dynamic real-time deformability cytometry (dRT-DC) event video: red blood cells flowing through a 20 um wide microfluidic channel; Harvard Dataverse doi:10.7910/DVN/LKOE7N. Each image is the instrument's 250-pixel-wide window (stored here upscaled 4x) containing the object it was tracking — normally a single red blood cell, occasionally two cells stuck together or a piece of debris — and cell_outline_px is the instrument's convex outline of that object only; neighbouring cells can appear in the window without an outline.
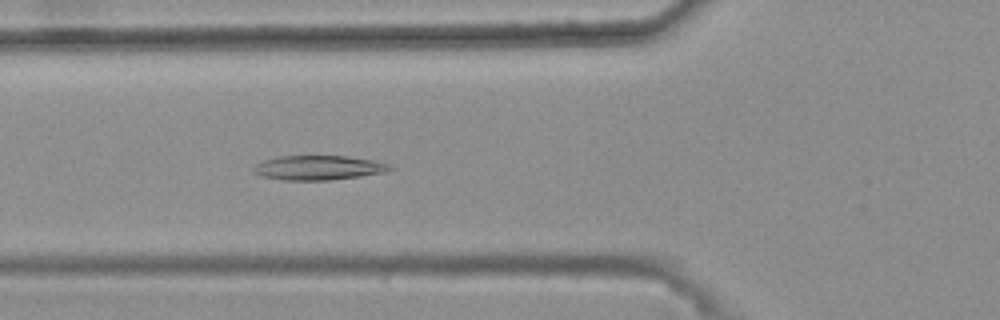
{"species": "common noctule bat (a hibernating species)", "species_latin": "Nyctalus noctula", "temperature_condition": "warm", "stored_images_in_passage": 47, "camera_frame_rate_fps": 3000, "um_per_image_px": 0.085, "animal": {"sex": "female", "body_mass_g": 25.1}, "frame": {"image": 1, "passage_image": 20, "time_ms": 6.333, "image_size_px": [1000, 320], "cell_outline_px": [[392, 168], [384, 172], [360, 176], [328, 180], [284, 180], [260, 176], [252, 172], [252, 168], [256, 164], [264, 160], [280, 156], [348, 156], [372, 160], [392, 164]], "centroid_in_image_um": [27.03, 14.25], "position_along_channel_um": 98.8, "area_um2": 19.42}}
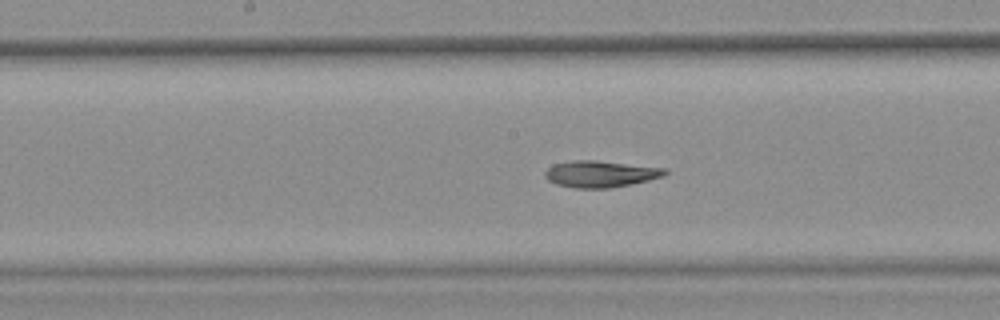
{"frame": {"image": 2, "passage_image": 28, "time_ms": 9.0, "image_size_px": [1000, 320], "cell_outline_px": [[668, 172], [664, 176], [632, 184], [608, 188], [576, 188], [556, 184], [548, 180], [544, 176], [544, 172], [552, 164], [572, 160], [596, 160], [668, 168]], "centroid_in_image_um": [51.04, 14.77], "position_along_channel_um": 197.2, "area_um2": 18.73}}
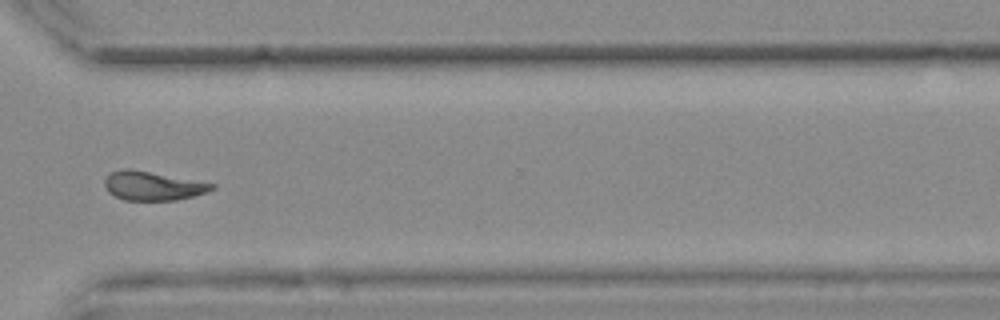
{"frame": {"image": 3, "passage_image": 41, "time_ms": 13.333, "image_size_px": [1000, 320], "cell_outline_px": [[216, 188], [208, 192], [176, 200], [124, 200], [108, 192], [104, 184], [104, 180], [112, 172], [124, 168], [128, 168], [216, 184]], "centroid_in_image_um": [12.99, 15.8], "position_along_channel_um": 357.6, "area_um2": 17.86}, "authors_computed_cell_mechanics": {"area_um2": 18.9006, "velocity_mm_per_s": 3.6939, "shape_relaxation_time_tau1_ms": null, "shape_relaxation_time_tau2_ms": 4.0191, "deformation_change_tau1": null, "deformation_change_tau2": 0.0955}}